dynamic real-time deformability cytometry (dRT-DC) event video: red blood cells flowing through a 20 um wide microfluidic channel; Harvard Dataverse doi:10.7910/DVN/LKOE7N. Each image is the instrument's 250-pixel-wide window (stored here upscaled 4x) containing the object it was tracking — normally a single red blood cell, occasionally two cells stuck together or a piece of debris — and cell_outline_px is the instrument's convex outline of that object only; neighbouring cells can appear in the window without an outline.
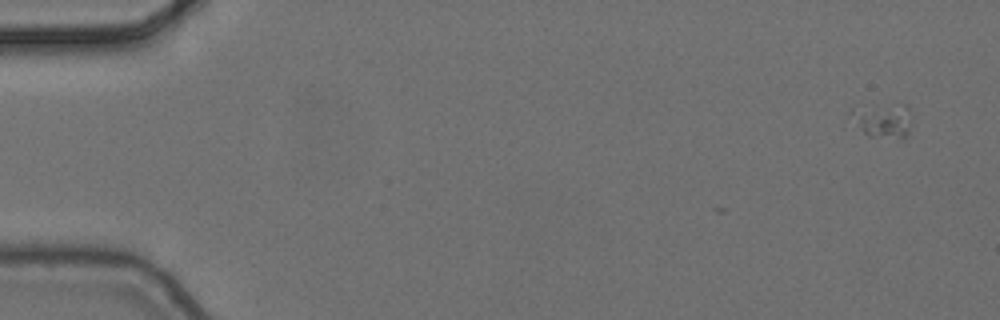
{"species": "common noctule bat (a hibernating species)", "species_latin": "Nyctalus noctula", "temperature_condition": "cold", "stored_images_in_passage": 5, "camera_frame_rate_fps": 3000, "um_per_image_px": 0.085, "animal": {"sex": "female", "body_mass_g": 24.6, "forearm_length_mm": 56.2}, "frame": {"image": 1, "passage_image": 1, "time_ms": 0.0, "image_size_px": [1000, 320], "cell_outline_px": [[912, 116], [908, 132], [900, 140], [868, 136], [864, 132], [848, 112], [852, 108], [904, 104], [908, 108]], "centroid_in_image_um": [75.09, 10.26], "position_along_channel_um": 9.9, "area_um2": 12.02}}
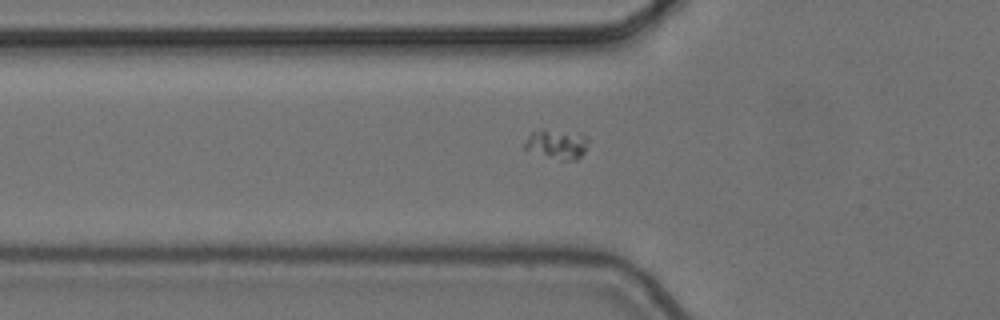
{"frame": {"image": 2, "passage_image": 5, "time_ms": 1.333, "image_size_px": [1000, 320], "cell_outline_px": [[588, 140], [584, 152], [576, 160], [560, 160], [524, 148], [524, 144], [528, 136], [532, 132], [544, 128], [580, 132], [588, 136]], "centroid_in_image_um": [47.38, 12.2], "position_along_channel_um": 78.4, "area_um2": 11.04}}